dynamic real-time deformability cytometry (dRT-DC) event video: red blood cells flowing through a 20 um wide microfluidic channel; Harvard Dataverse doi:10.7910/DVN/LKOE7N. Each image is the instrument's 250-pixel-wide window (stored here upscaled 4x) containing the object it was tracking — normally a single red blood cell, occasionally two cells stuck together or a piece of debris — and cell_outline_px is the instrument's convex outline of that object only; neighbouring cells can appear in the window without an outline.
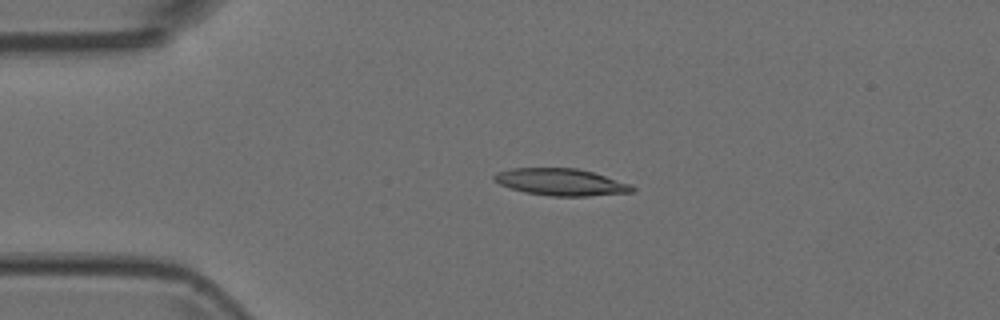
{"species": "Egyptian fruit bat (a non-hibernating species)", "species_latin": "Rousettus aegyptiacus", "temperature_condition": "room temperature", "stored_images_in_passage": 4, "camera_frame_rate_fps": 3000, "um_per_image_px": 0.085, "animal": {"sex": "female"}, "frame": {"image": 1, "passage_image": 4, "time_ms": 1.0, "image_size_px": [1000, 320], "cell_outline_px": [[636, 188], [632, 192], [588, 196], [552, 196], [524, 192], [500, 184], [492, 180], [492, 176], [496, 172], [512, 168], [576, 168], [592, 172], [632, 184]], "centroid_in_image_um": [47.67, 15.47], "position_along_channel_um": 37.3, "area_um2": 21.68}}